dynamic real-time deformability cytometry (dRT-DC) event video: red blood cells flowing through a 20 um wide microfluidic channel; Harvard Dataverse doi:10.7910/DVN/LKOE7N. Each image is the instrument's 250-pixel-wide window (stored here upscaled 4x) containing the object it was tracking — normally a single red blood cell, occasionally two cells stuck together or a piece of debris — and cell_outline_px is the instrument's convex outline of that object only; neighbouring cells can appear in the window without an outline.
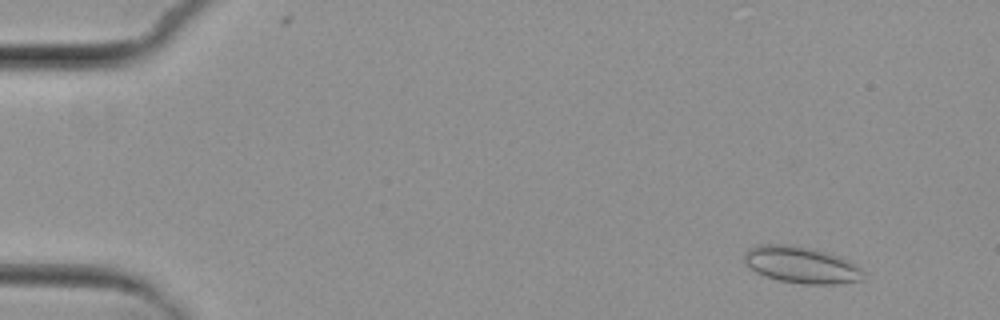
{"species": "common noctule bat (a hibernating species)", "species_latin": "Nyctalus noctula", "temperature_condition": "cold", "stored_images_in_passage": 5, "camera_frame_rate_fps": 3000, "um_per_image_px": 0.085, "animal": {"sex": "female", "body_mass_g": 29.2, "forearm_length_mm": 56.3}, "frame": {"image": 1, "passage_image": 2, "time_ms": 1.0, "image_size_px": [1000, 320], "cell_outline_px": [[864, 280], [840, 284], [804, 284], [780, 280], [764, 276], [756, 272], [744, 264], [744, 252], [748, 248], [756, 244], [792, 244], [812, 248], [840, 256], [856, 264], [864, 272]], "centroid_in_image_um": [68.1, 22.5], "position_along_channel_um": 16.9, "area_um2": 25.89}}
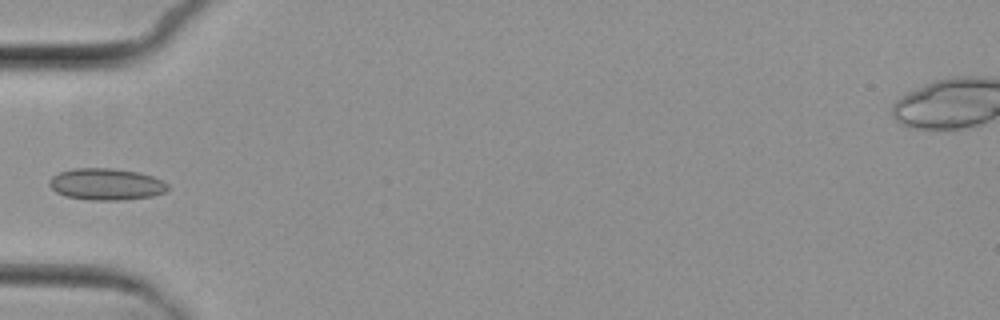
{"frame": {"image": 2, "passage_image": 5, "time_ms": 5.667, "image_size_px": [1000, 320], "cell_outline_px": [[168, 188], [164, 192], [152, 196], [120, 200], [88, 200], [64, 196], [56, 192], [48, 184], [48, 180], [52, 176], [60, 172], [76, 168], [108, 168], [140, 172], [164, 180], [168, 184]], "centroid_in_image_um": [9.02, 15.66], "position_along_channel_um": 76.0, "area_um2": 21.96}}